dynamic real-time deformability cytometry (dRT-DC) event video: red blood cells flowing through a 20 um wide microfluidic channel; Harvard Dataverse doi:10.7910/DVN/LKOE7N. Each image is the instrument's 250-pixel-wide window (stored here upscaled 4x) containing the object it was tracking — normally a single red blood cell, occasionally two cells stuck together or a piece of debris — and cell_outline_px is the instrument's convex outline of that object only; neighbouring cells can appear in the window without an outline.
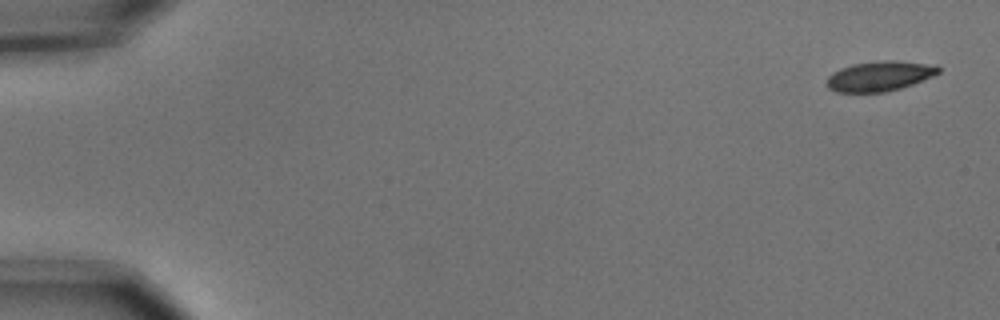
{"species": "common noctule bat (a hibernating species)", "species_latin": "Nyctalus noctula", "temperature_condition": "cold", "stored_images_in_passage": 6, "camera_frame_rate_fps": 3000, "um_per_image_px": 0.085, "animal": {"sex": "male", "body_mass_g": 15.6}, "frame": {"image": 1, "passage_image": 1, "time_ms": 0.0, "image_size_px": [1000, 320], "cell_outline_px": [[940, 72], [932, 76], [912, 84], [900, 88], [884, 92], [836, 92], [828, 88], [824, 84], [828, 76], [832, 72], [840, 68], [852, 64], [880, 60], [896, 60], [936, 64], [940, 68]], "centroid_in_image_um": [74.74, 6.45], "position_along_channel_um": 10.3, "area_um2": 19.77}}
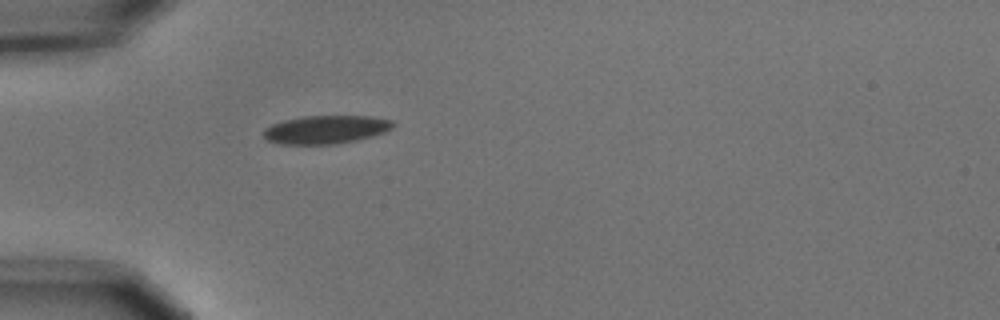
{"frame": {"image": 2, "passage_image": 5, "time_ms": 1.333, "image_size_px": [1000, 320], "cell_outline_px": [[396, 124], [392, 128], [384, 132], [372, 136], [356, 140], [336, 144], [280, 144], [268, 140], [264, 136], [264, 128], [272, 124], [284, 120], [304, 116], [372, 116], [392, 120]], "centroid_in_image_um": [27.72, 11.01], "position_along_channel_um": 57.3, "area_um2": 21.33}}